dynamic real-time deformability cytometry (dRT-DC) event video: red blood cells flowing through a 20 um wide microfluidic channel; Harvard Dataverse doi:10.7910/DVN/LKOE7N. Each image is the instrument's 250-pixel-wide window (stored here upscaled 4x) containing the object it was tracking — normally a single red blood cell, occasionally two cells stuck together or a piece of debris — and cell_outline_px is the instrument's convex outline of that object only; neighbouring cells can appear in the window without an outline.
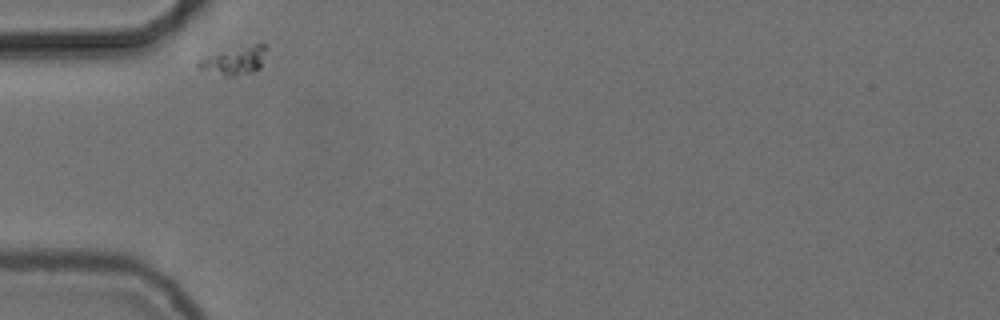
{"species": "common noctule bat (a hibernating species)", "species_latin": "Nyctalus noctula", "temperature_condition": "cold", "stored_images_in_passage": 32, "camera_frame_rate_fps": 3000, "um_per_image_px": 0.085, "animal": {"sex": "female", "body_mass_g": 24.6, "forearm_length_mm": 56.2}, "frame": {"image": 1, "passage_image": 1, "time_ms": 0.0, "image_size_px": [1000, 320], "cell_outline_px": [[268, 48], [260, 68], [252, 72], [236, 76], [224, 76], [196, 68], [196, 64], [200, 60], [256, 44], [268, 44]], "centroid_in_image_um": [20.02, 5.21], "position_along_channel_um": 65.0, "area_um2": 10.46}}
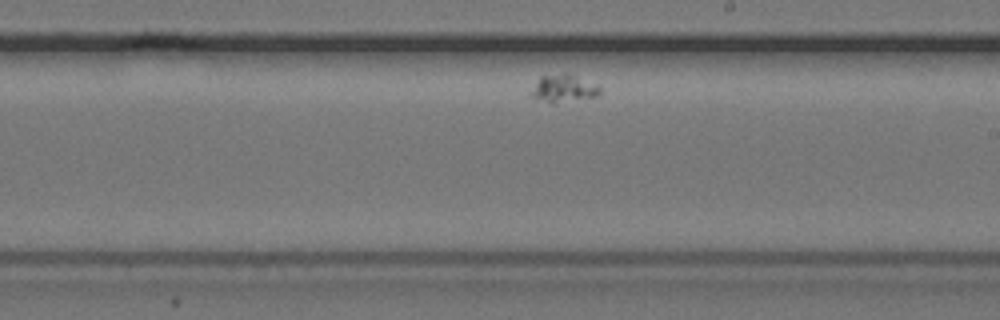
{"frame": {"image": 2, "passage_image": 19, "time_ms": 6.0, "image_size_px": [1000, 320], "cell_outline_px": [[600, 92], [596, 96], [552, 104], [528, 96], [528, 92], [540, 76], [564, 72], [568, 72], [600, 88]], "centroid_in_image_um": [47.78, 7.52], "position_along_channel_um": 241.2, "area_um2": 11.16}}
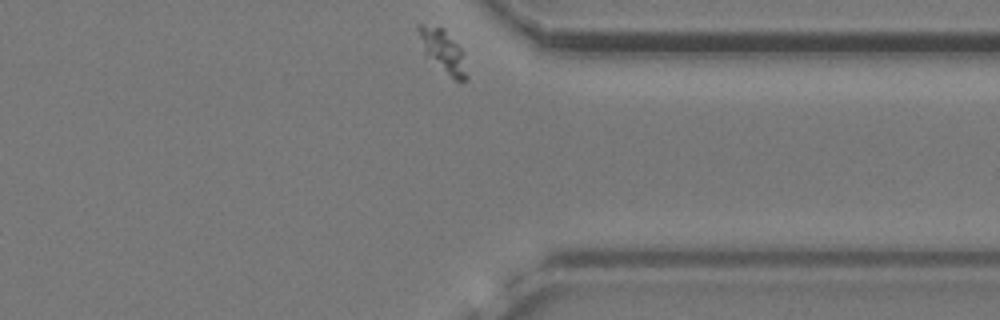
{"frame": {"image": 3, "passage_image": 32, "time_ms": 10.333, "image_size_px": [1000, 320], "cell_outline_px": [[468, 80], [456, 80], [424, 56], [416, 28], [416, 24], [424, 24], [444, 28], [464, 52], [468, 76]], "centroid_in_image_um": [37.64, 4.32], "position_along_channel_um": 373.8, "area_um2": 12.31}}